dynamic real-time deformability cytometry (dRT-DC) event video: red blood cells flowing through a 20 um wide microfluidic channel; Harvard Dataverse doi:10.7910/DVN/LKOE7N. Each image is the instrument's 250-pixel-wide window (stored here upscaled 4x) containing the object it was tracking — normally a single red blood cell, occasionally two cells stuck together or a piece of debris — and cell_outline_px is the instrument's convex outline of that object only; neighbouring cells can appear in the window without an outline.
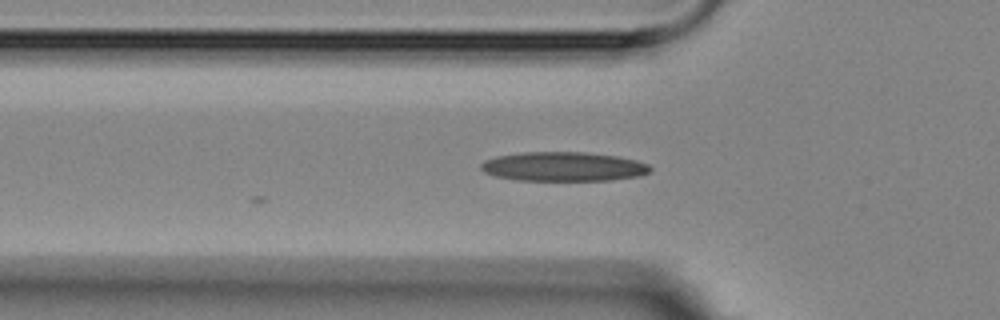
{"species": "Egyptian fruit bat (a non-hibernating species)", "species_latin": "Rousettus aegyptiacus", "temperature_condition": "room temperature", "stored_images_in_passage": 6, "camera_frame_rate_fps": 3000, "um_per_image_px": 0.085, "animal": {"sex": "female"}, "frame": {"image": 1, "passage_image": 6, "time_ms": 5.667, "image_size_px": [1000, 320], "cell_outline_px": [[652, 172], [640, 176], [612, 180], [516, 180], [496, 176], [484, 172], [480, 168], [480, 164], [484, 160], [496, 156], [524, 152], [584, 152], [616, 156], [636, 160], [648, 164], [652, 168]], "centroid_in_image_um": [47.91, 14.16], "position_along_channel_um": 77.9, "area_um2": 28.96}}